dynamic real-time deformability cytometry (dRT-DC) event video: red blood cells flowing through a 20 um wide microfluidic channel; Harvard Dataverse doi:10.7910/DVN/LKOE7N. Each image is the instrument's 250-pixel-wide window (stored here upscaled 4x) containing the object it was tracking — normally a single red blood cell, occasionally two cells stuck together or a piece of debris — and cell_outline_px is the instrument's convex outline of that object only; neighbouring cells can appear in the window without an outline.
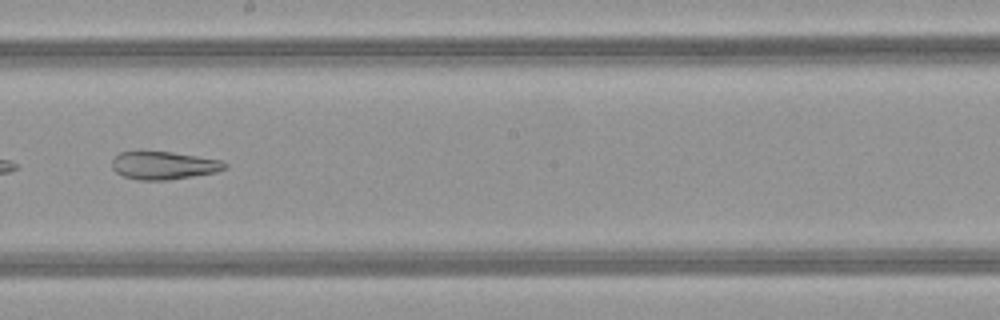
{"species": "common noctule bat (a hibernating species)", "species_latin": "Nyctalus noctula", "temperature_condition": "warm", "stored_images_in_passage": 48, "camera_frame_rate_fps": 3000, "um_per_image_px": 0.085, "animal": {"sex": "female", "body_mass_g": 21.9}, "frame": {"image": 1, "passage_image": 28, "time_ms": 9.0, "image_size_px": [1000, 320], "cell_outline_px": [[228, 168], [216, 172], [168, 180], [136, 180], [124, 176], [116, 172], [112, 168], [112, 160], [120, 152], [172, 152], [220, 160], [228, 164]], "centroid_in_image_um": [13.93, 14.07], "position_along_channel_um": 234.3, "area_um2": 18.21}, "authors_computed_cell_mechanics": {"area_um2": 29.8248, "velocity_mm_per_s": 4.1309, "shape_relaxation_time_tau1_ms": null, "shape_relaxation_time_tau2_ms": 3.7474, "deformation_change_tau1": null, "deformation_change_tau2": 0.1403}}